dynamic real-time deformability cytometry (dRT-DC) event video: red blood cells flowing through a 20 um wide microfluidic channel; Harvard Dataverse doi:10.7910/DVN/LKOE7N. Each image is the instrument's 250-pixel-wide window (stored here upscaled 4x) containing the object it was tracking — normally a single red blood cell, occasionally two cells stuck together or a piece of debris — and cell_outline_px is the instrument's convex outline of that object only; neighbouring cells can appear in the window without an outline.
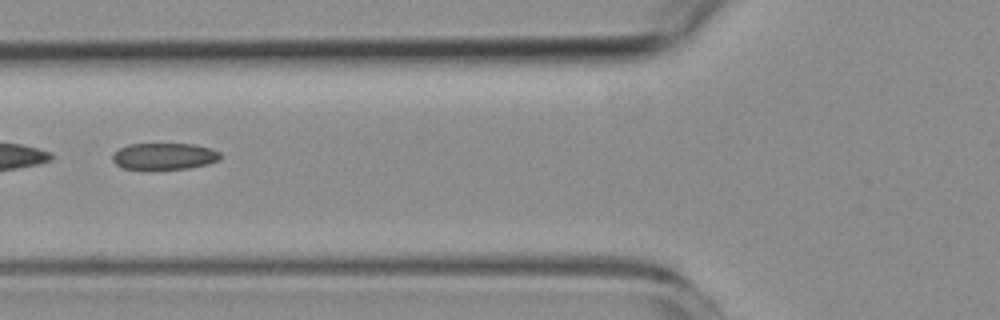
{"species": "common noctule bat (a hibernating species)", "species_latin": "Nyctalus noctula", "temperature_condition": "room temperature", "stored_images_in_passage": 5, "segment_of_instrument_passage": [2, 2], "camera_frame_rate_fps": 3000, "um_per_image_px": 0.085, "animal": {"sex": "female", "body_mass_g": 19.3, "forearm_length_mm": 54.1}, "frame": {"image": 1, "passage_image": 5, "time_ms": 5.667, "image_size_px": [1000, 320], "cell_outline_px": [[220, 160], [208, 164], [188, 168], [148, 172], [124, 168], [116, 164], [112, 160], [112, 152], [128, 144], [192, 144], [208, 148], [220, 152]], "centroid_in_image_um": [13.89, 13.32], "position_along_channel_um": 111.9, "area_um2": 17.34}}